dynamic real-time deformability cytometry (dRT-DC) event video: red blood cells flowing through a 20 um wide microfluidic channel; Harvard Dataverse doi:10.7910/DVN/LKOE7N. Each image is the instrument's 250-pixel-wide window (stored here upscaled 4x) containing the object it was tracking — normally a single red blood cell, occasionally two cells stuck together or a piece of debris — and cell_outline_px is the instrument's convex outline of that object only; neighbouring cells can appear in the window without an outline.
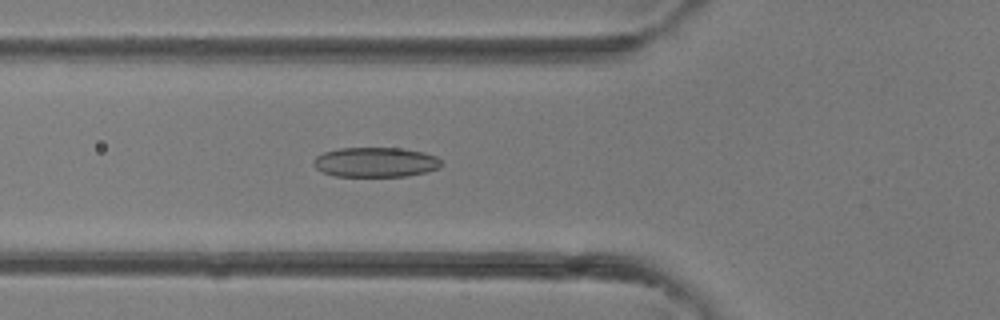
{"species": "common noctule bat (a hibernating species)", "species_latin": "Nyctalus noctula", "temperature_condition": "room temperature", "stored_images_in_passage": 31, "camera_frame_rate_fps": 3000, "um_per_image_px": 0.085, "animal": {"sex": "female"}, "frame": {"image": 1, "passage_image": 13, "time_ms": 4.0, "image_size_px": [1000, 320], "cell_outline_px": [[440, 168], [408, 176], [332, 176], [320, 172], [312, 164], [312, 160], [316, 156], [324, 152], [340, 148], [404, 148], [424, 152], [436, 156], [440, 160]], "centroid_in_image_um": [31.88, 13.79], "position_along_channel_um": 93.9, "area_um2": 22.37}}
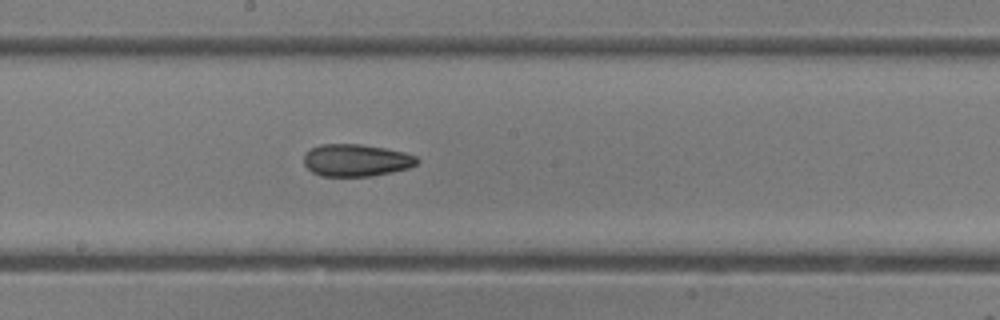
{"frame": {"image": 2, "passage_image": 20, "time_ms": 6.333, "image_size_px": [1000, 320], "cell_outline_px": [[420, 160], [416, 164], [408, 168], [392, 172], [372, 176], [320, 176], [312, 172], [304, 164], [304, 152], [320, 144], [360, 144], [384, 148], [404, 152], [416, 156]], "centroid_in_image_um": [30.26, 13.62], "position_along_channel_um": 217.9, "area_um2": 21.33}}
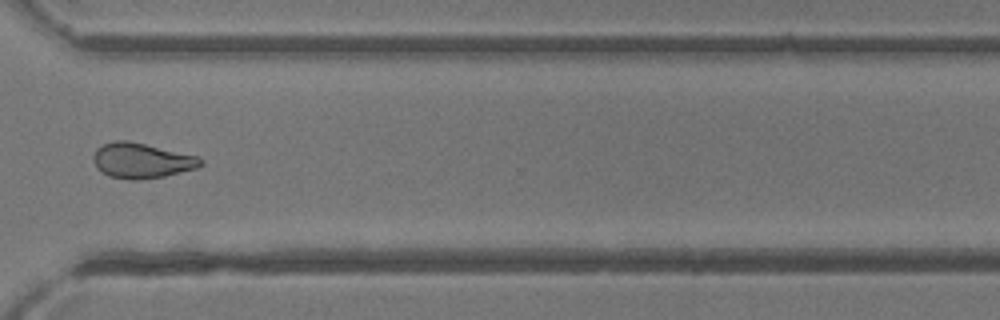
{"frame": {"image": 3, "passage_image": 28, "time_ms": 9.0, "image_size_px": [1000, 320], "cell_outline_px": [[204, 164], [196, 168], [164, 176], [136, 180], [128, 180], [108, 176], [96, 168], [92, 156], [96, 148], [104, 144], [116, 140], [128, 140], [200, 156], [204, 160]], "centroid_in_image_um": [12.04, 13.65], "position_along_channel_um": 358.6, "area_um2": 22.25}}